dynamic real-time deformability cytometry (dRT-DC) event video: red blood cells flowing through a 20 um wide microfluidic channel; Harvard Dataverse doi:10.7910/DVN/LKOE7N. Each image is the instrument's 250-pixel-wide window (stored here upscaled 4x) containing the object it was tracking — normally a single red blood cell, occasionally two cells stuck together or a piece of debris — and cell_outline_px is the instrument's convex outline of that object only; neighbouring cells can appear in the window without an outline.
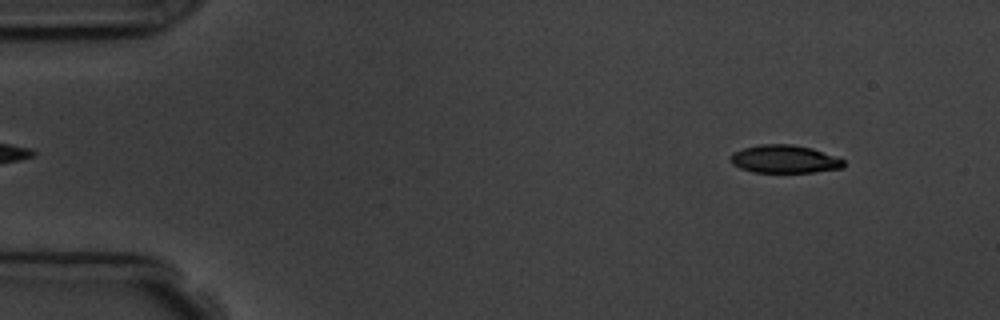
{"species": "common noctule bat (a hibernating species)", "species_latin": "Nyctalus noctula", "temperature_condition": "room temperature", "stored_images_in_passage": 4, "camera_frame_rate_fps": 3000, "um_per_image_px": 0.085, "animal": {"sex": "male", "body_mass_g": 19.5, "forearm_length_mm": 54.6}, "frame": {"image": 1, "passage_image": 1, "time_ms": 0.0, "image_size_px": [1000, 320], "cell_outline_px": [[844, 168], [812, 172], [752, 172], [740, 168], [732, 164], [728, 160], [728, 156], [732, 152], [744, 148], [760, 144], [792, 144], [812, 148], [844, 160]], "centroid_in_image_um": [66.62, 13.52], "position_along_channel_um": 18.4, "area_um2": 18.55}}
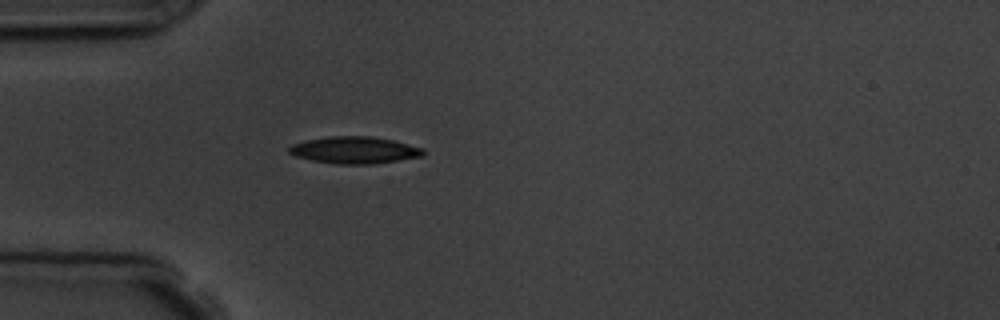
{"frame": {"image": 2, "passage_image": 4, "time_ms": 3.333, "image_size_px": [1000, 320], "cell_outline_px": [[424, 156], [376, 164], [336, 164], [312, 160], [296, 156], [288, 152], [288, 148], [292, 144], [308, 140], [328, 136], [372, 136], [392, 140], [424, 148]], "centroid_in_image_um": [30.16, 12.76], "position_along_channel_um": 54.8, "area_um2": 21.1}}